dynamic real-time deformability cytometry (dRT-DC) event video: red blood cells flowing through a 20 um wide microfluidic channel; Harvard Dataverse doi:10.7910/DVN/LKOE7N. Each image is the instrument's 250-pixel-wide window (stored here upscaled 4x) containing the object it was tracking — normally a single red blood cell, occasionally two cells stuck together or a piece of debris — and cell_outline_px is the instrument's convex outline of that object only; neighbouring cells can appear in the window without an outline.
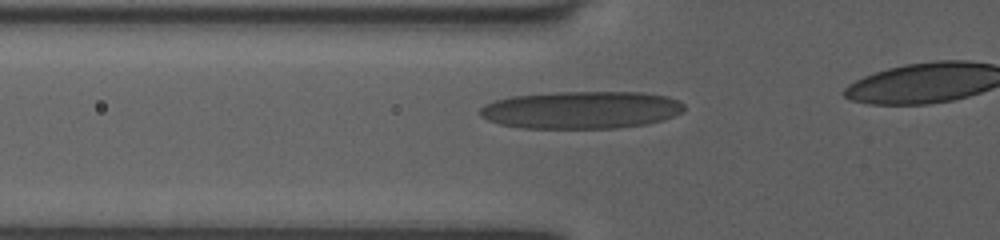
{"species": "human", "species_latin": "Homo sapiens", "temperature_condition": "room temperature", "stored_images_in_passage": 37, "camera_frame_rate_fps": 3000, "um_per_image_px": 0.085, "donor": {"sex": "female"}, "frame": {"image": 1, "passage_image": 13, "time_ms": 4.0, "image_size_px": [1000, 240], "cell_outline_px": [[684, 108], [680, 112], [664, 120], [644, 124], [616, 128], [524, 128], [500, 124], [488, 120], [480, 116], [480, 108], [484, 104], [496, 100], [512, 96], [556, 92], [640, 92], [668, 96], [680, 100], [684, 104]], "centroid_in_image_um": [49.41, 9.34], "position_along_channel_um": 76.4, "area_um2": 44.62}}
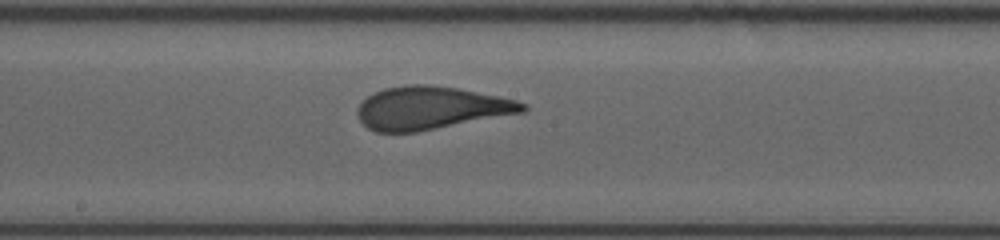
{"frame": {"image": 2, "passage_image": 23, "time_ms": 7.333, "image_size_px": [1000, 240], "cell_outline_px": [[528, 108], [524, 112], [416, 132], [376, 132], [368, 128], [360, 120], [356, 112], [360, 104], [368, 96], [384, 88], [408, 84], [428, 84], [456, 88], [500, 96], [516, 100], [528, 104]], "centroid_in_image_um": [36.63, 9.17], "position_along_channel_um": 211.6, "area_um2": 41.15}}
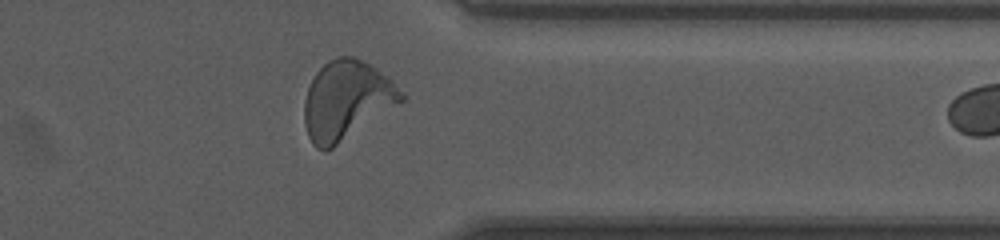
{"frame": {"image": 3, "passage_image": 36, "time_ms": 11.667, "image_size_px": [1000, 240], "cell_outline_px": [[404, 100], [332, 148], [324, 152], [316, 148], [312, 144], [308, 136], [304, 124], [304, 100], [308, 88], [316, 72], [328, 60], [336, 56], [356, 56], [376, 68], [388, 76], [392, 80], [404, 96]], "centroid_in_image_um": [29.42, 8.51], "position_along_channel_um": 382.0, "area_um2": 44.27}}